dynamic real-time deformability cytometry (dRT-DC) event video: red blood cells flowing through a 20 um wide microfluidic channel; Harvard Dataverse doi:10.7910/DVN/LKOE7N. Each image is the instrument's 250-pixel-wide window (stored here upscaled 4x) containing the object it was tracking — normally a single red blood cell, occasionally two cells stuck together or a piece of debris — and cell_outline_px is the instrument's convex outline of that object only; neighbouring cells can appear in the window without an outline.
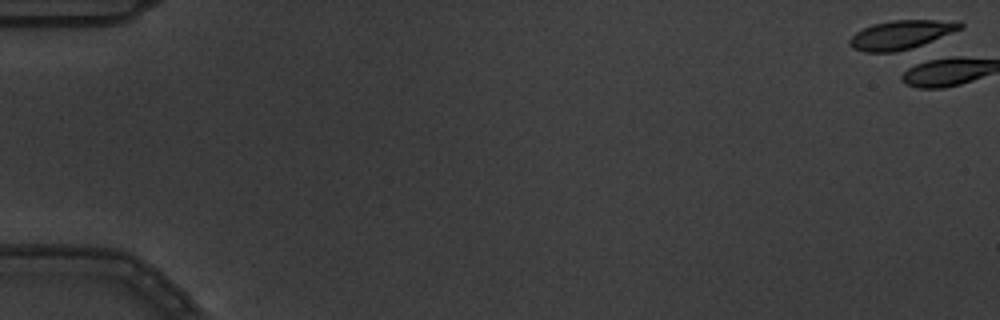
{"species": "common noctule bat (a hibernating species)", "species_latin": "Nyctalus noctula", "temperature_condition": "warm", "stored_images_in_passage": 8, "camera_frame_rate_fps": 3000, "um_per_image_px": 0.085, "animal": {"sex": "male", "body_mass_g": 19.5, "forearm_length_mm": 54.6}, "frame": {"image": 1, "passage_image": 1, "time_ms": 0.0, "image_size_px": [1000, 320], "cell_outline_px": [[964, 28], [912, 52], [864, 52], [852, 48], [848, 44], [848, 40], [856, 32], [872, 24], [892, 20], [960, 20], [964, 24]], "centroid_in_image_um": [76.71, 2.98], "position_along_channel_um": 8.3, "area_um2": 19.77}}